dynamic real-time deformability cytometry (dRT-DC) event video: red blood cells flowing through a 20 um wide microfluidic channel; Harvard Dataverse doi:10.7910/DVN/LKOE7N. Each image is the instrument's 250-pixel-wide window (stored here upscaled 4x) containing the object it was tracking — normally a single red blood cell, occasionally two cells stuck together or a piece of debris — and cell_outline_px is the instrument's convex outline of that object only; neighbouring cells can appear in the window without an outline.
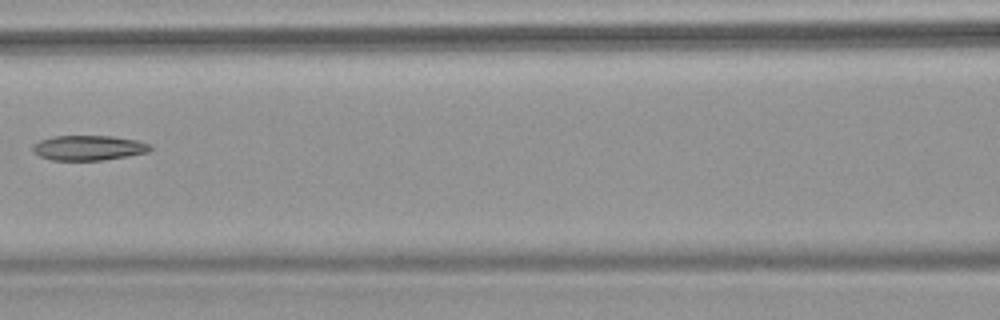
{"species": "common noctule bat (a hibernating species)", "species_latin": "Nyctalus noctula", "temperature_condition": "warm", "stored_images_in_passage": 6, "camera_frame_rate_fps": 3000, "um_per_image_px": 0.085, "animal": {"sex": "female", "body_mass_g": 18.4}, "frame": {"image": 1, "passage_image": 6, "time_ms": 7.333, "image_size_px": [1000, 320], "cell_outline_px": [[152, 148], [148, 152], [128, 156], [100, 160], [52, 160], [40, 156], [32, 152], [32, 144], [40, 140], [52, 136], [112, 136], [136, 140], [152, 144]], "centroid_in_image_um": [7.51, 12.56], "position_along_channel_um": 159.1, "area_um2": 17.17}}